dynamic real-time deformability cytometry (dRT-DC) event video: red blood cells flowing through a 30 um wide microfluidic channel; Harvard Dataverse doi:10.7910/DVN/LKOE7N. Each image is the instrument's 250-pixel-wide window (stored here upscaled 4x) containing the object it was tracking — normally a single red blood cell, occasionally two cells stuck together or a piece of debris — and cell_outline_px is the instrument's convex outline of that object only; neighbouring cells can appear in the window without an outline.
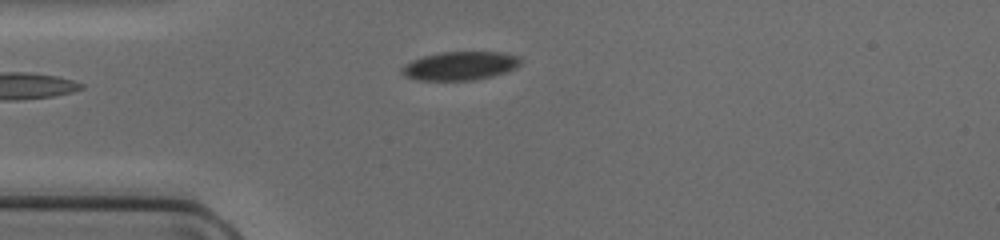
{"species": "common noctule bat (a hibernating species)", "species_latin": "Nyctalus noctula", "temperature_condition": "cold", "stored_images_in_passage": 37, "camera_frame_rate_fps": 3000, "um_per_image_px": 0.085, "animal": {"sex": "female", "body_mass_g": 17.0, "forearm_length_mm": 48.0}, "frame": {"image": 1, "passage_image": 1, "time_ms": 0.0, "image_size_px": [1000, 240], "cell_outline_px": [[520, 64], [516, 68], [492, 76], [476, 80], [416, 80], [404, 76], [400, 72], [400, 68], [404, 64], [412, 60], [424, 56], [440, 52], [500, 52], [516, 56], [520, 60]], "centroid_in_image_um": [39.04, 5.6], "position_along_channel_um": 46.0, "area_um2": 19.77}}
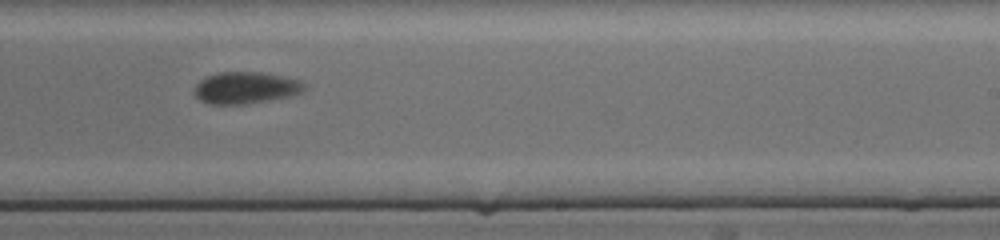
{"frame": {"image": 2, "passage_image": 18, "time_ms": 5.667, "image_size_px": [1000, 240], "cell_outline_px": [[304, 88], [300, 92], [292, 96], [244, 104], [208, 104], [200, 100], [192, 92], [196, 84], [200, 80], [216, 72], [260, 72], [300, 80], [304, 84]], "centroid_in_image_um": [20.83, 7.46], "position_along_channel_um": 268.2, "area_um2": 20.29}}
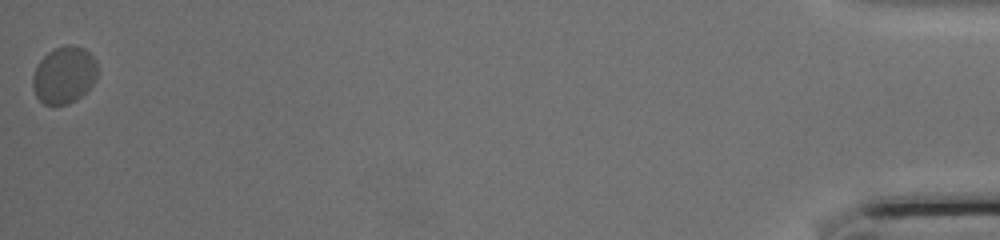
{"frame": {"image": 3, "passage_image": 37, "time_ms": 12.0, "image_size_px": [1000, 240], "cell_outline_px": [[96, 80], [76, 100], [68, 104], [44, 104], [36, 96], [32, 88], [32, 76], [40, 60], [48, 52], [56, 48], [68, 44], [72, 44], [84, 48], [96, 60]], "centroid_in_image_um": [5.43, 6.37], "position_along_channel_um": 429.8, "area_um2": 21.39}}